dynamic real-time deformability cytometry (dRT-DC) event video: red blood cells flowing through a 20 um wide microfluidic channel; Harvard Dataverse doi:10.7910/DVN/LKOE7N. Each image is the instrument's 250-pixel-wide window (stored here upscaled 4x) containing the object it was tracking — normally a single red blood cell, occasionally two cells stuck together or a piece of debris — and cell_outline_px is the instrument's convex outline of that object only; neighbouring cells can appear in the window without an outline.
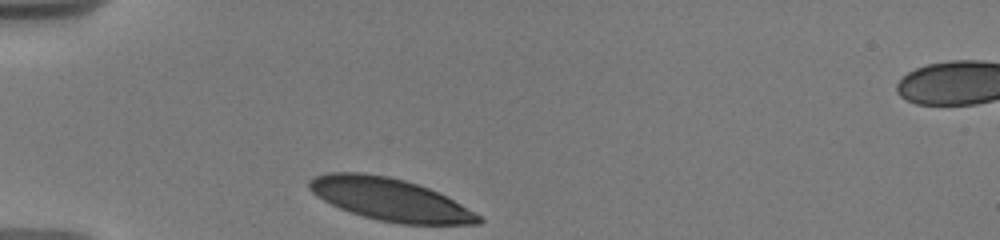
{"species": "human", "species_latin": "Homo sapiens", "temperature_condition": "warm", "stored_images_in_passage": 45, "camera_frame_rate_fps": 3000, "um_per_image_px": 0.085, "donor": {"sex": "male"}, "frame": {"image": 1, "passage_image": 1, "time_ms": 0.0, "image_size_px": [1000, 240], "cell_outline_px": [[484, 220], [480, 224], [400, 224], [380, 220], [364, 216], [340, 208], [316, 196], [308, 188], [308, 180], [316, 176], [328, 172], [360, 172], [388, 176], [404, 180], [428, 188], [460, 204], [480, 216]], "centroid_in_image_um": [33.11, 16.95], "position_along_channel_um": 51.9, "area_um2": 41.27}}
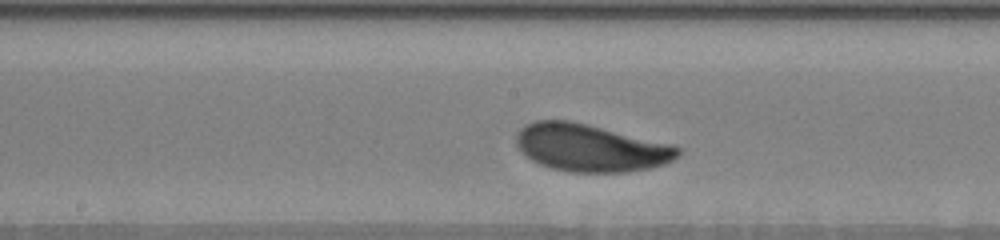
{"frame": {"image": 2, "passage_image": 19, "time_ms": 4.667, "image_size_px": [1000, 240], "cell_outline_px": [[680, 156], [664, 164], [648, 168], [628, 172], [568, 172], [552, 168], [540, 164], [524, 156], [516, 144], [516, 132], [524, 124], [536, 120], [568, 120], [588, 124], [668, 144], [680, 148]], "centroid_in_image_um": [50.13, 12.56], "position_along_channel_um": 198.1, "area_um2": 44.56}}
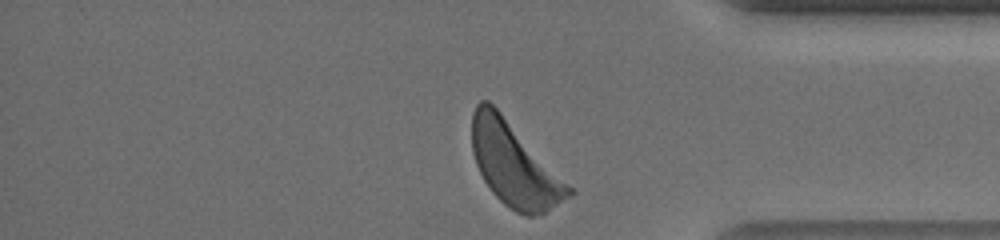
{"frame": {"image": 3, "passage_image": 44, "time_ms": 10.333, "image_size_px": [1000, 240], "cell_outline_px": [[576, 192], [544, 212], [536, 216], [524, 216], [508, 208], [492, 192], [484, 180], [476, 164], [472, 152], [472, 112], [476, 104], [480, 100], [488, 100], [500, 112]], "centroid_in_image_um": [43.68, 14.01], "position_along_channel_um": 391.5, "area_um2": 46.18}, "authors_computed_cell_mechanics": {"area_um2": 44.2748, "velocity_mm_per_s": 3.6129, "shape_relaxation_time_tau1_ms": 1.9991, "shape_relaxation_time_tau2_ms": null, "deformation_change_tau1": 0.1189, "deformation_change_tau2": null}}